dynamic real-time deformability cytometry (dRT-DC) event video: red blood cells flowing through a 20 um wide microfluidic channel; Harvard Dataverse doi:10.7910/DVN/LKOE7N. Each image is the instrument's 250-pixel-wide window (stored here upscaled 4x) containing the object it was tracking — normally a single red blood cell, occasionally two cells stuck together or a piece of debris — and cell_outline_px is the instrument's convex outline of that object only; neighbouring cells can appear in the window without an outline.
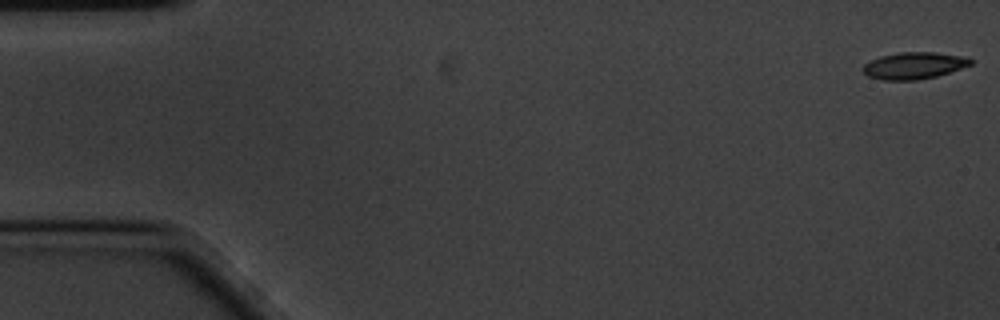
{"species": "common noctule bat (a hibernating species)", "species_latin": "Nyctalus noctula", "temperature_condition": "cold", "stored_images_in_passage": 58, "camera_frame_rate_fps": 3000, "um_per_image_px": 0.085, "animal": {"sex": "male", "body_mass_g": 20.1, "forearm_length_mm": 53.5}, "frame": {"image": 1, "passage_image": 1, "time_ms": 0.0, "image_size_px": [1000, 320], "cell_outline_px": [[972, 64], [936, 76], [916, 80], [884, 80], [868, 76], [860, 68], [864, 64], [880, 56], [900, 52], [936, 52], [968, 56], [972, 60]], "centroid_in_image_um": [77.69, 5.56], "position_along_channel_um": 7.3, "area_um2": 16.82}}
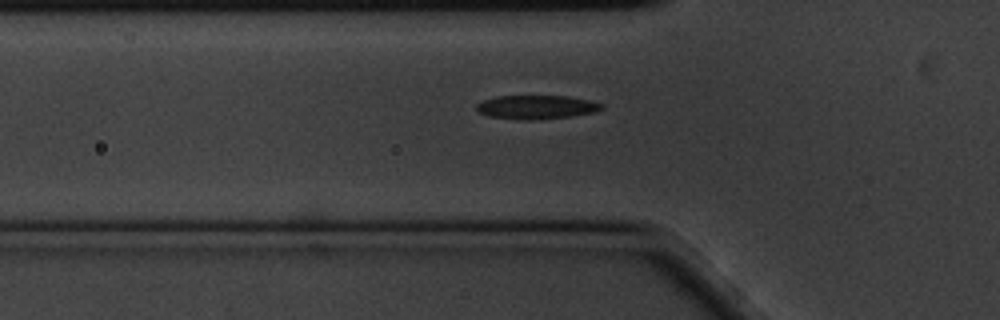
{"frame": {"image": 2, "passage_image": 19, "time_ms": 6.0, "image_size_px": [1000, 320], "cell_outline_px": [[604, 108], [596, 112], [572, 116], [532, 120], [520, 120], [488, 116], [480, 112], [476, 108], [476, 104], [484, 100], [496, 96], [568, 96], [588, 100], [604, 104]], "centroid_in_image_um": [45.62, 9.11], "position_along_channel_um": 80.2, "area_um2": 17.4}}
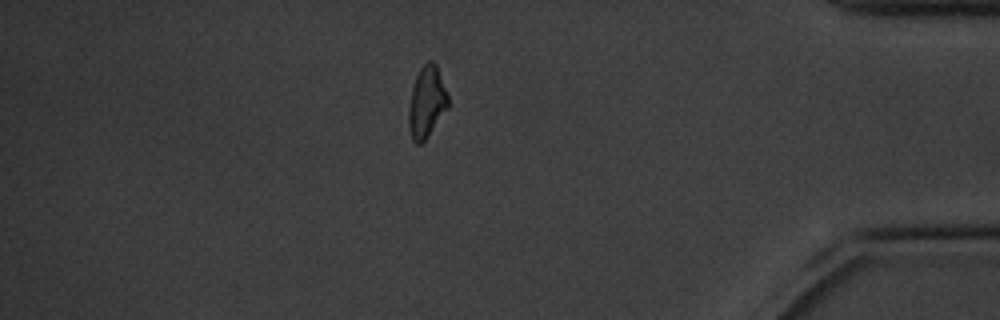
{"frame": {"image": 3, "passage_image": 50, "time_ms": 16.333, "image_size_px": [1000, 320], "cell_outline_px": [[448, 108], [428, 136], [420, 144], [416, 144], [412, 140], [408, 128], [408, 108], [412, 88], [416, 76], [420, 68], [428, 60], [432, 60], [436, 64], [448, 92]], "centroid_in_image_um": [36.26, 8.68], "position_along_channel_um": 398.9, "area_um2": 16.59}, "authors_computed_cell_mechanics": {"area_um2": 16.9932, "velocity_mm_per_s": 3.4378, "shape_relaxation_time_tau1_ms": 4.7553, "shape_relaxation_time_tau2_ms": null, "deformation_change_tau1": 0.1327, "deformation_change_tau2": null}}